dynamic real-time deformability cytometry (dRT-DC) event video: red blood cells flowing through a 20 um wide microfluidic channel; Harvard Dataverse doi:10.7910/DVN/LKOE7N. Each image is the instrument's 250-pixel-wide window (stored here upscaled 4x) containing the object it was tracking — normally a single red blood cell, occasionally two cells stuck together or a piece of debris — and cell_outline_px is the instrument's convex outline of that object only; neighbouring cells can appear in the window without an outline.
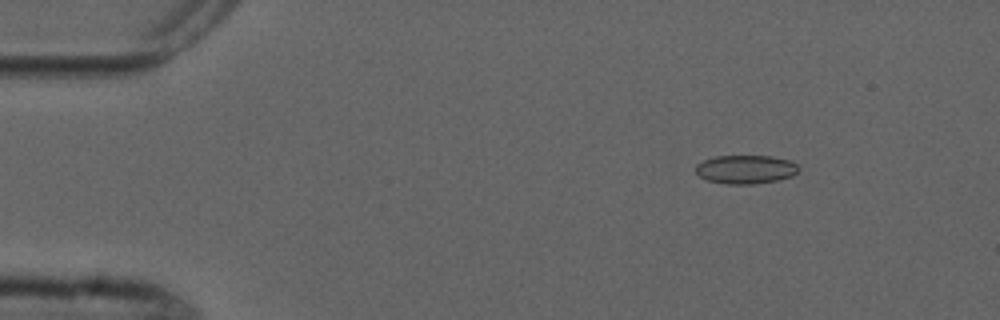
{"species": "common noctule bat (a hibernating species)", "species_latin": "Nyctalus noctula", "temperature_condition": "cold", "stored_images_in_passage": 1, "camera_frame_rate_fps": 3000, "um_per_image_px": 0.085, "animal": {"sex": "male", "forearm_length_mm": 52.5}, "frame": {"image": 1, "passage_image": 1, "time_ms": 0.0, "image_size_px": [1000, 320], "cell_outline_px": [[800, 168], [792, 176], [776, 180], [752, 184], [728, 184], [708, 180], [700, 176], [696, 172], [696, 164], [704, 160], [716, 156], [772, 156], [788, 160], [796, 164]], "centroid_in_image_um": [63.38, 14.39], "position_along_channel_um": 21.6, "area_um2": 16.99}}